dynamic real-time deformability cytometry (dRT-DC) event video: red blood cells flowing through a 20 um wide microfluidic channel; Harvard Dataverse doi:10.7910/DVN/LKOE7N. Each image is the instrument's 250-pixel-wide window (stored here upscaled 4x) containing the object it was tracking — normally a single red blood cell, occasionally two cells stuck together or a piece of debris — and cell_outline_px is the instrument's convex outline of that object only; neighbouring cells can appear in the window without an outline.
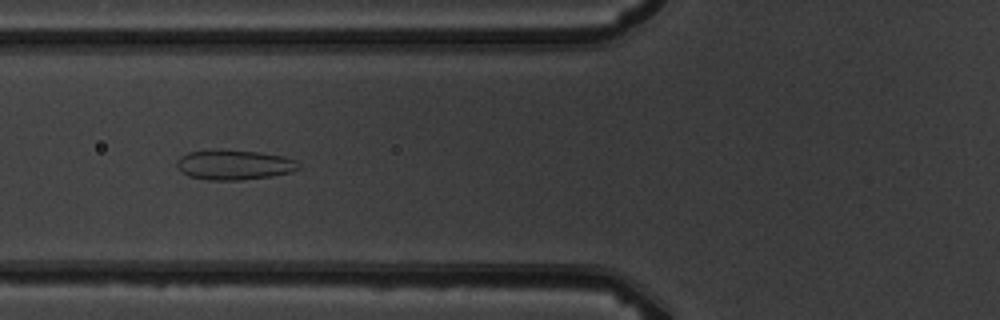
{"species": "common noctule bat (a hibernating species)", "species_latin": "Nyctalus noctula", "temperature_condition": "warm", "stored_images_in_passage": 8, "camera_frame_rate_fps": 3000, "um_per_image_px": 0.085, "animal": {"sex": "male", "body_mass_g": 19.5, "forearm_length_mm": 54.6}, "frame": {"image": 1, "passage_image": 6, "time_ms": 5.667, "image_size_px": [1000, 320], "cell_outline_px": [[300, 168], [288, 172], [272, 176], [240, 180], [208, 180], [188, 176], [176, 164], [176, 160], [180, 156], [188, 152], [220, 148], [260, 152], [284, 156], [296, 160], [300, 164]], "centroid_in_image_um": [19.9, 13.98], "position_along_channel_um": 105.9, "area_um2": 21.5}}
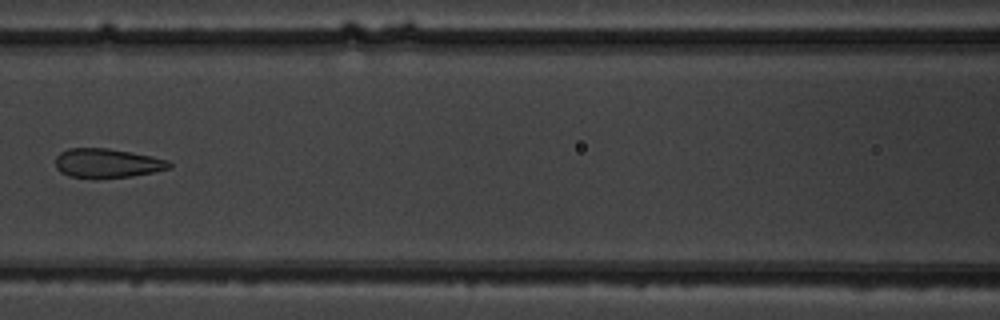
{"frame": {"image": 2, "passage_image": 7, "time_ms": 7.0, "image_size_px": [1000, 320], "cell_outline_px": [[172, 168], [132, 176], [68, 176], [60, 172], [56, 168], [56, 156], [60, 152], [68, 148], [108, 148], [132, 152], [152, 156], [168, 160], [172, 164]], "centroid_in_image_um": [9.13, 13.83], "position_along_channel_um": 157.5, "area_um2": 18.96}}
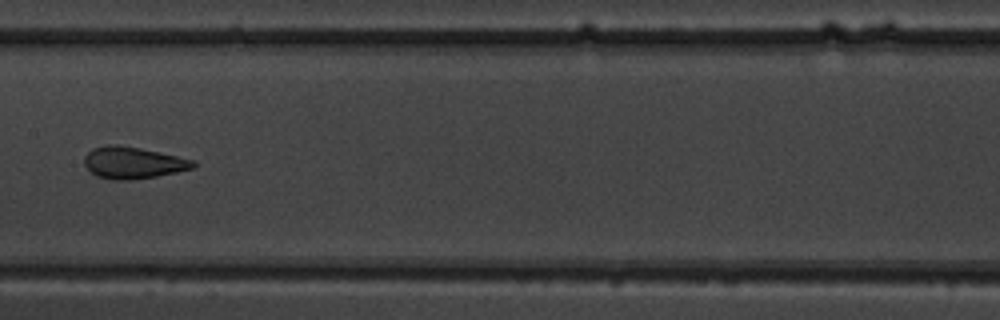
{"frame": {"image": 3, "passage_image": 8, "time_ms": 8.0, "image_size_px": [1000, 320], "cell_outline_px": [[196, 164], [192, 168], [176, 172], [156, 176], [132, 180], [116, 180], [96, 176], [84, 164], [84, 156], [92, 148], [108, 144], [120, 144], [140, 148], [196, 160]], "centroid_in_image_um": [11.29, 13.82], "position_along_channel_um": 196.1, "area_um2": 20.17}}